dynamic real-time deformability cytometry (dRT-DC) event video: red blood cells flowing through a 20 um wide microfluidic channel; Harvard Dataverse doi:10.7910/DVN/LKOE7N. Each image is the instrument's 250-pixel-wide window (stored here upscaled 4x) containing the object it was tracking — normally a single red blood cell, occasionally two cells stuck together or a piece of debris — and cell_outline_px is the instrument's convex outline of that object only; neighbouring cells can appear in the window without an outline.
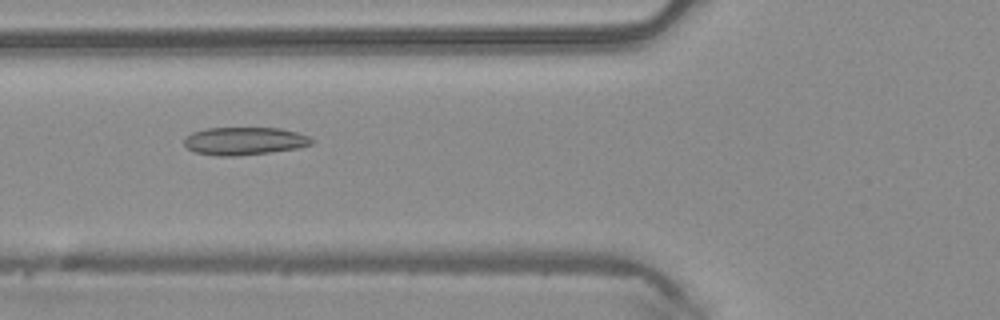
{"species": "common noctule bat (a hibernating species)", "species_latin": "Nyctalus noctula", "temperature_condition": "warm", "stored_images_in_passage": 49, "camera_frame_rate_fps": 3000, "um_per_image_px": 0.085, "animal": {"sex": "male", "body_mass_g": 20.4}, "frame": {"image": 1, "passage_image": 19, "time_ms": 6.0, "image_size_px": [1000, 320], "cell_outline_px": [[316, 140], [312, 144], [296, 148], [268, 152], [236, 156], [220, 156], [196, 152], [188, 148], [184, 144], [184, 140], [192, 132], [208, 128], [280, 128], [296, 132], [308, 136]], "centroid_in_image_um": [20.79, 11.98], "position_along_channel_um": 105.0, "area_um2": 20.46}}
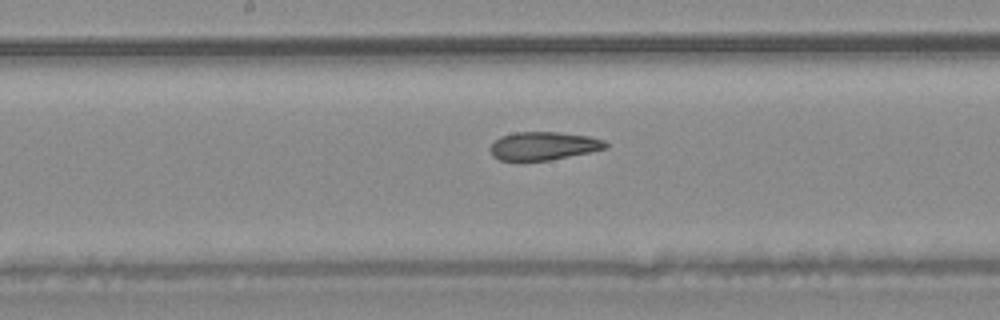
{"frame": {"image": 2, "passage_image": 26, "time_ms": 8.333, "image_size_px": [1000, 320], "cell_outline_px": [[608, 148], [548, 160], [500, 160], [492, 156], [488, 148], [500, 136], [512, 132], [560, 132], [588, 136], [604, 140], [608, 144]], "centroid_in_image_um": [46.17, 12.39], "position_along_channel_um": 202.0, "area_um2": 18.9}}
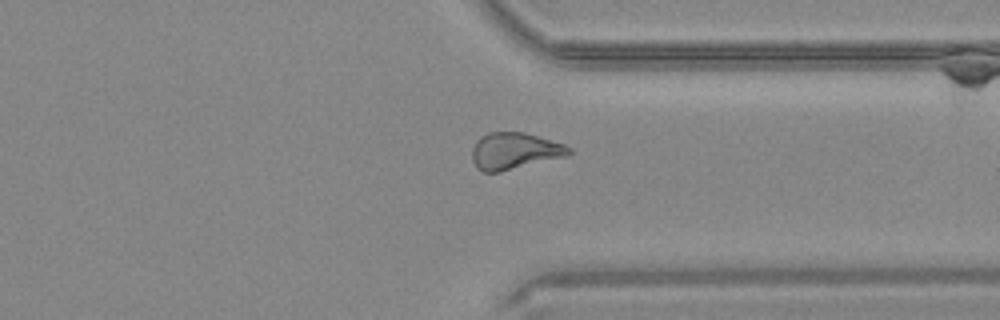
{"frame": {"image": 3, "passage_image": 38, "time_ms": 12.333, "image_size_px": [1000, 320], "cell_outline_px": [[572, 152], [564, 156], [500, 172], [484, 172], [476, 168], [472, 160], [472, 148], [476, 140], [480, 136], [488, 132], [524, 132], [564, 144], [572, 148]], "centroid_in_image_um": [43.68, 12.82], "position_along_channel_um": 367.7, "area_um2": 20.63}, "authors_computed_cell_mechanics": {"area_um2": 21.0392, "velocity_mm_per_s": 4.1523, "shape_relaxation_time_tau1_ms": null, "shape_relaxation_time_tau2_ms": 2.7044, "deformation_change_tau1": null, "deformation_change_tau2": 0.1009}}